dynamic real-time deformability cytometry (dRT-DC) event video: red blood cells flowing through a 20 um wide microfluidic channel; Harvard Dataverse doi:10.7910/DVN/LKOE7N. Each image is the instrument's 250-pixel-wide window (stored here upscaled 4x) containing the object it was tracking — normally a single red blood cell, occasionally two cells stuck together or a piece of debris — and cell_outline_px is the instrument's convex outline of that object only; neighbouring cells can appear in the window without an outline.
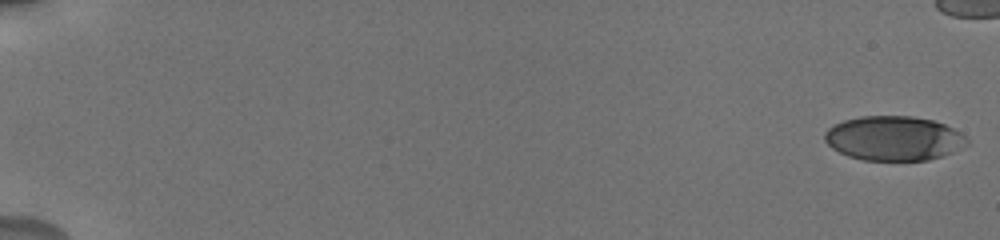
{"species": "human", "species_latin": "Homo sapiens", "temperature_condition": "cold", "stored_images_in_passage": 14, "camera_frame_rate_fps": 3000, "um_per_image_px": 0.085, "donor": {"sex": "male"}, "frame": {"image": 1, "passage_image": 1, "time_ms": 0.0, "image_size_px": [1000, 240], "cell_outline_px": [[968, 144], [952, 152], [928, 160], [864, 160], [848, 156], [832, 148], [824, 140], [824, 132], [832, 124], [844, 120], [860, 116], [912, 116], [932, 120], [944, 124], [960, 132], [968, 140]], "centroid_in_image_um": [75.94, 11.75], "position_along_channel_um": 9.1, "area_um2": 36.82}}